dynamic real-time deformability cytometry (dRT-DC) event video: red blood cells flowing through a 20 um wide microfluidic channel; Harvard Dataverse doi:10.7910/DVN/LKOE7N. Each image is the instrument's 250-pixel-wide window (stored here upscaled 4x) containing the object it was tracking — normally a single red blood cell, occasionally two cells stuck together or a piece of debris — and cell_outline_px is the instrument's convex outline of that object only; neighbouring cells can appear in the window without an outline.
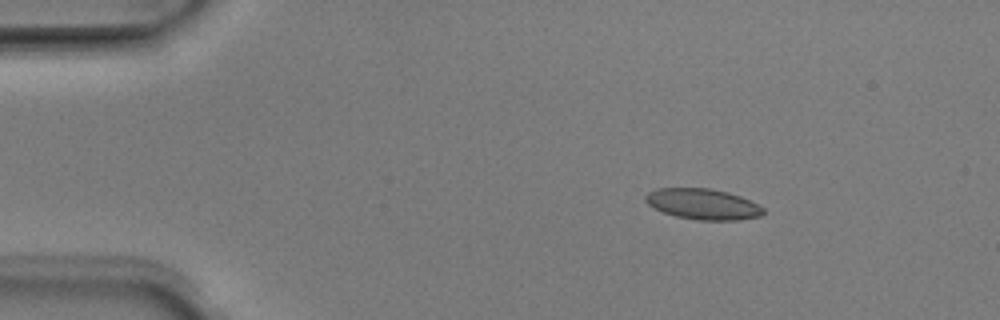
{"species": "Egyptian fruit bat (a non-hibernating species)", "species_latin": "Rousettus aegyptiacus", "temperature_condition": "room temperature", "stored_images_in_passage": 5, "camera_frame_rate_fps": 3000, "um_per_image_px": 0.085, "animal": {"sex": "male"}, "frame": {"image": 1, "passage_image": 3, "time_ms": 0.667, "image_size_px": [1000, 320], "cell_outline_px": [[764, 212], [760, 216], [740, 220], [696, 220], [676, 216], [664, 212], [648, 204], [644, 200], [644, 196], [648, 192], [656, 188], [708, 188], [728, 192], [740, 196], [764, 208]], "centroid_in_image_um": [59.73, 17.34], "position_along_channel_um": 25.3, "area_um2": 21.04}}